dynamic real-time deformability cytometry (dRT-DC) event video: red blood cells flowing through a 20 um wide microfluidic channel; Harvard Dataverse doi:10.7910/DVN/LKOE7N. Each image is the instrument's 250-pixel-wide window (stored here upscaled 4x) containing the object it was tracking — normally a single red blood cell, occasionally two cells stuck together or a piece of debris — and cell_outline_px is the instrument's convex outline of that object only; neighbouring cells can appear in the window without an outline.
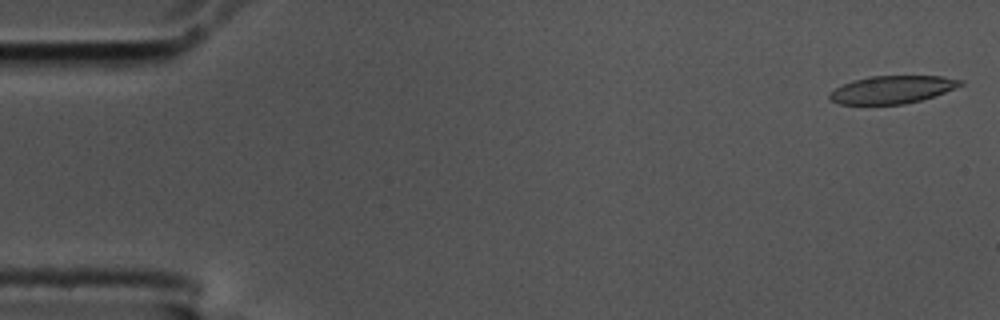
{"species": "common noctule bat (a hibernating species)", "species_latin": "Nyctalus noctula", "temperature_condition": "cold", "stored_images_in_passage": 55, "camera_frame_rate_fps": 3000, "um_per_image_px": 0.085, "animal": {"sex": "male", "body_mass_g": 17.5, "forearm_length_mm": 52.3}, "frame": {"image": 1, "passage_image": 1, "time_ms": 0.0, "image_size_px": [1000, 320], "cell_outline_px": [[964, 84], [944, 92], [920, 100], [904, 104], [840, 104], [828, 100], [828, 96], [836, 88], [852, 80], [868, 76], [940, 76], [964, 80]], "centroid_in_image_um": [75.82, 7.61], "position_along_channel_um": 9.2, "area_um2": 20.98}}
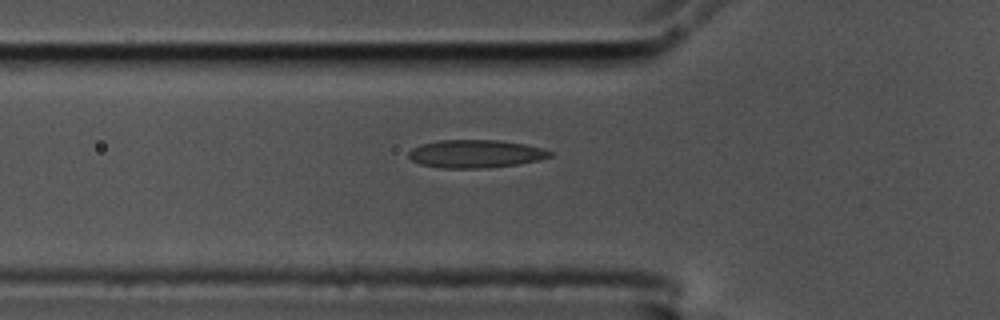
{"frame": {"image": 2, "passage_image": 18, "time_ms": 5.667, "image_size_px": [1000, 320], "cell_outline_px": [[552, 156], [540, 160], [520, 164], [488, 168], [440, 168], [420, 164], [412, 160], [408, 156], [408, 152], [412, 148], [420, 144], [440, 140], [496, 140], [524, 144], [544, 148], [552, 152]], "centroid_in_image_um": [40.43, 13.08], "position_along_channel_um": 85.4, "area_um2": 23.24}}
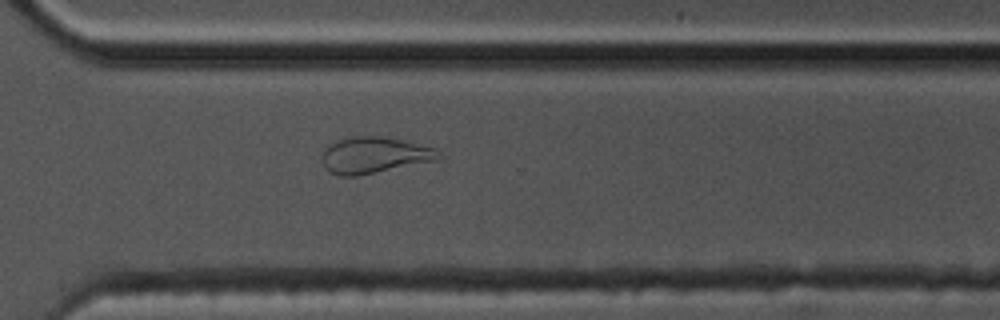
{"frame": {"image": 3, "passage_image": 39, "time_ms": 12.667, "image_size_px": [1000, 320], "cell_outline_px": [[444, 156], [440, 160], [356, 176], [340, 176], [328, 172], [320, 156], [324, 148], [340, 140], [352, 136], [380, 136], [400, 140], [436, 148]], "centroid_in_image_um": [31.84, 13.2], "position_along_channel_um": 338.8, "area_um2": 24.74}, "authors_computed_cell_mechanics": {"area_um2": 22.8888, "velocity_mm_per_s": 3.617, "shape_relaxation_time_tau1_ms": null, "shape_relaxation_time_tau2_ms": 2.4992, "deformation_change_tau1": null, "deformation_change_tau2": 0.1128}}